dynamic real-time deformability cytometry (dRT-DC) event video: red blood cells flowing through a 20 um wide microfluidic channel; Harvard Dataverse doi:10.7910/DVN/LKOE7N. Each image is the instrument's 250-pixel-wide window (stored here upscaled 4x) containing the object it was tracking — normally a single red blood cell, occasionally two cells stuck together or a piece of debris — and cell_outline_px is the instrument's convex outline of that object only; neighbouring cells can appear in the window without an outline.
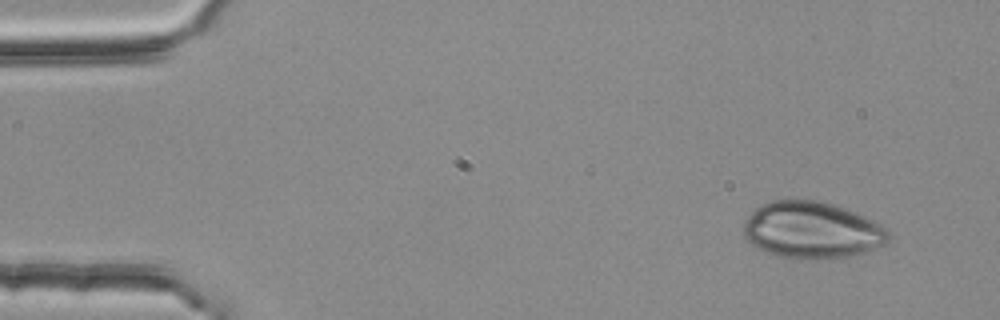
{"species": "common noctule bat (a hibernating species)", "species_latin": "Nyctalus noctula", "temperature_condition": "room temperature", "stored_images_in_passage": 48, "camera_frame_rate_fps": 3000, "um_per_image_px": 0.085, "animal": {"sex": "female", "body_mass_g": 25.1}, "frame": {"image": 1, "passage_image": 1, "time_ms": 0.0, "image_size_px": [1000, 320], "cell_outline_px": [[892, 236], [884, 244], [868, 252], [856, 256], [780, 256], [764, 252], [752, 244], [744, 236], [744, 220], [756, 208], [772, 200], [820, 200], [848, 208], [888, 228], [892, 232]], "centroid_in_image_um": [69.07, 19.52], "position_along_channel_um": 15.9, "area_um2": 47.45}}
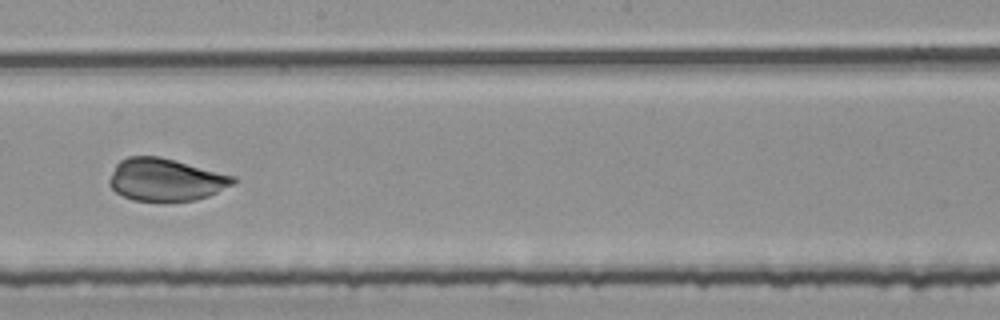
{"frame": {"image": 2, "passage_image": 27, "time_ms": 8.667, "image_size_px": [1000, 320], "cell_outline_px": [[240, 180], [208, 196], [196, 200], [132, 200], [116, 192], [108, 184], [108, 180], [116, 164], [120, 160], [128, 156], [160, 156], [236, 176]], "centroid_in_image_um": [14.08, 15.25], "position_along_channel_um": 234.1, "area_um2": 30.52}}
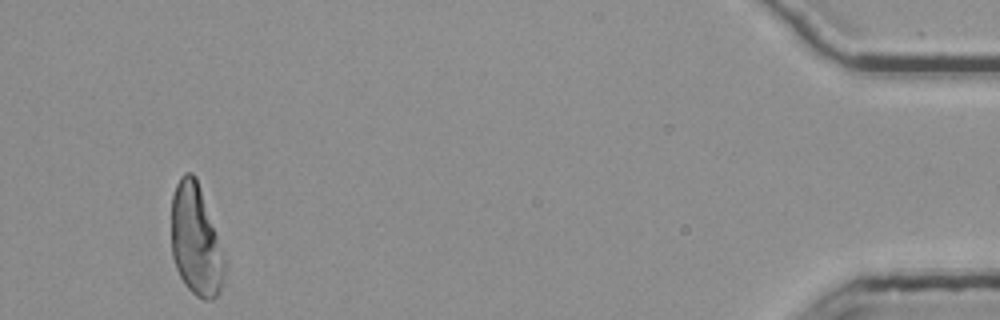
{"frame": {"image": 3, "passage_image": 48, "time_ms": 15.667, "image_size_px": [1000, 320], "cell_outline_px": [[224, 276], [220, 292], [212, 300], [204, 300], [196, 296], [184, 284], [176, 268], [172, 256], [172, 196], [176, 184], [180, 176], [184, 172], [192, 172], [196, 176], [224, 260]], "centroid_in_image_um": [16.61, 20.45], "position_along_channel_um": 418.6, "area_um2": 33.76}}